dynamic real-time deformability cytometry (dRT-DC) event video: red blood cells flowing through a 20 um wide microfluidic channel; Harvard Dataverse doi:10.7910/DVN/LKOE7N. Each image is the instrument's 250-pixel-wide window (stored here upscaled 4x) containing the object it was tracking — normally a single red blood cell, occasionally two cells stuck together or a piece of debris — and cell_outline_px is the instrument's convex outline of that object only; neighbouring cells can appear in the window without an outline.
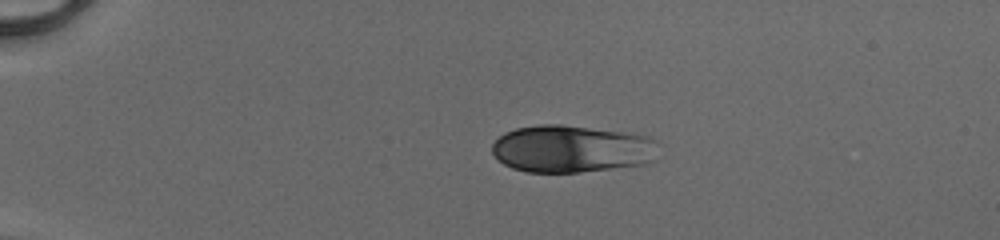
{"species": "human", "species_latin": "Homo sapiens", "temperature_condition": "cold", "stored_images_in_passage": 40, "camera_frame_rate_fps": 3000, "um_per_image_px": 0.085, "donor": {"sex": "male"}, "frame": {"image": 1, "passage_image": 1, "time_ms": 0.0, "image_size_px": [1000, 240], "cell_outline_px": [[656, 140], [652, 160], [648, 164], [580, 172], [528, 172], [512, 168], [504, 164], [492, 152], [492, 144], [504, 132], [516, 128], [540, 124], [560, 124], [624, 132], [648, 136]], "centroid_in_image_um": [48.56, 12.65], "position_along_channel_um": 36.4, "area_um2": 45.72}}
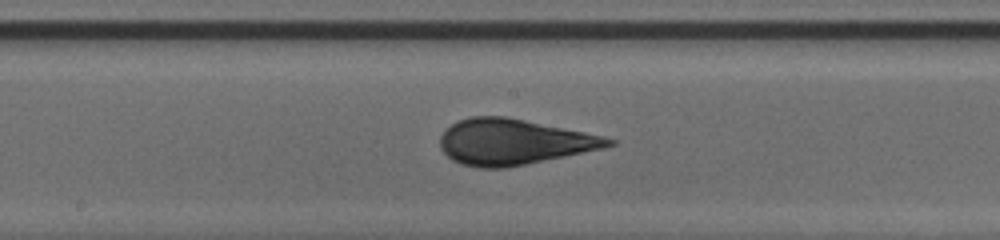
{"frame": {"image": 2, "passage_image": 18, "time_ms": 5.667, "image_size_px": [1000, 240], "cell_outline_px": [[616, 144], [604, 148], [504, 168], [480, 168], [460, 164], [452, 160], [440, 148], [440, 136], [456, 120], [472, 116], [504, 116], [584, 132], [616, 140]], "centroid_in_image_um": [43.6, 12.06], "position_along_channel_um": 204.6, "area_um2": 44.27}}
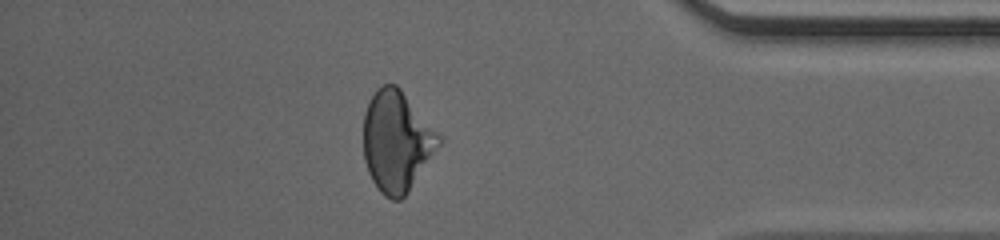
{"frame": {"image": 3, "passage_image": 34, "time_ms": 11.0, "image_size_px": [1000, 240], "cell_outline_px": [[440, 144], [408, 192], [400, 200], [392, 200], [384, 196], [380, 192], [372, 180], [368, 172], [364, 160], [364, 112], [372, 96], [384, 84], [396, 84], [400, 88], [440, 136]], "centroid_in_image_um": [33.69, 12.04], "position_along_channel_um": 401.5, "area_um2": 43.47}, "authors_computed_cell_mechanics": {"area_um2": 44.1014, "velocity_mm_per_s": 4.144, "shape_relaxation_time_tau1_ms": 4.6742, "shape_relaxation_time_tau2_ms": null, "deformation_change_tau1": 0.1557, "deformation_change_tau2": null}}